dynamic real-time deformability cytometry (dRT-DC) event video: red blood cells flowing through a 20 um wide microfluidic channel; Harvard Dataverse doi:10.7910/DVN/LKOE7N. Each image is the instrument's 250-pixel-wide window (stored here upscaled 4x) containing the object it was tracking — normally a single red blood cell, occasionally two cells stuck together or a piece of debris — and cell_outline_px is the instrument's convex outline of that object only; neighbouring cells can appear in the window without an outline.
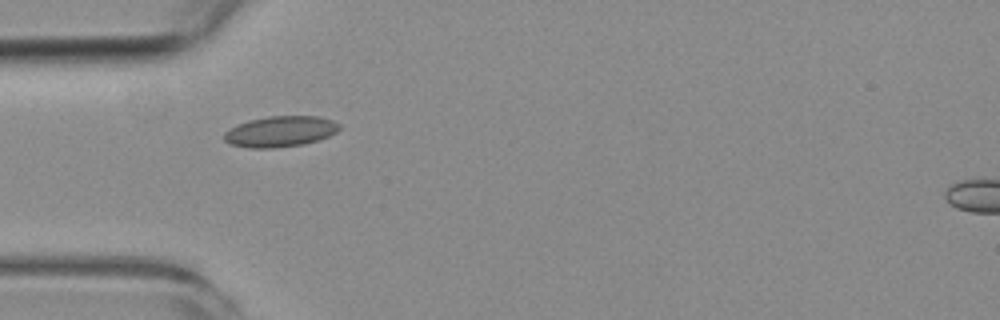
{"species": "common noctule bat (a hibernating species)", "species_latin": "Nyctalus noctula", "temperature_condition": "room temperature", "stored_images_in_passage": 3, "camera_frame_rate_fps": 3000, "um_per_image_px": 0.085, "animal": {"sex": "female", "body_mass_g": 19.3, "forearm_length_mm": 54.1}, "frame": {"image": 1, "passage_image": 1, "time_ms": 0.0, "image_size_px": [1000, 320], "cell_outline_px": [[340, 128], [336, 132], [320, 140], [304, 144], [272, 148], [248, 148], [232, 144], [224, 140], [224, 132], [248, 120], [268, 116], [320, 116], [332, 120], [340, 124]], "centroid_in_image_um": [23.86, 11.17], "position_along_channel_um": 61.1, "area_um2": 20.63}}
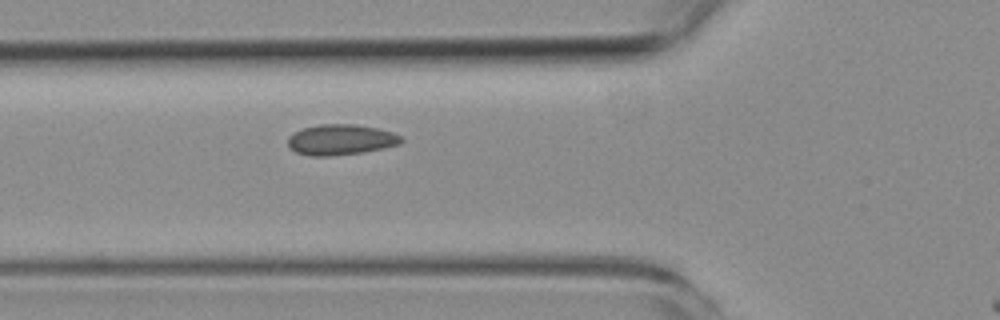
{"frame": {"image": 2, "passage_image": 2, "time_ms": 1.0, "image_size_px": [1000, 320], "cell_outline_px": [[404, 140], [400, 144], [384, 148], [364, 152], [328, 156], [312, 156], [296, 152], [288, 148], [288, 136], [292, 132], [304, 128], [320, 124], [356, 124], [380, 128], [392, 132], [400, 136]], "centroid_in_image_um": [28.96, 11.87], "position_along_channel_um": 96.8, "area_um2": 20.4}}